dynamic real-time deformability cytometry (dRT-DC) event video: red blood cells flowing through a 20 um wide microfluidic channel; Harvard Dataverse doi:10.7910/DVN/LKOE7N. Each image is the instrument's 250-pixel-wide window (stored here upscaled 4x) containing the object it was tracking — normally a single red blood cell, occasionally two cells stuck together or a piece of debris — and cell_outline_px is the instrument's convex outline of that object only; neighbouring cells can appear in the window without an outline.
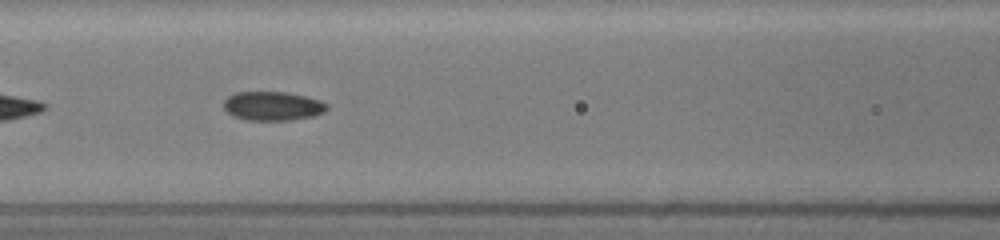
{"species": "common noctule bat (a hibernating species)", "species_latin": "Nyctalus noctula", "temperature_condition": "room temperature", "stored_images_in_passage": 38, "segment_of_instrument_passage": [1, 2], "camera_frame_rate_fps": 3000, "um_per_image_px": 0.085, "animal": {"sex": "female", "body_mass_g": 19.5, "forearm_length_mm": 54.1}, "frame": {"image": 1, "passage_image": 8, "time_ms": 2.333, "image_size_px": [1000, 240], "cell_outline_px": [[328, 108], [324, 112], [316, 116], [292, 120], [244, 120], [232, 116], [224, 108], [224, 100], [228, 96], [236, 92], [284, 92], [304, 96], [320, 100], [328, 104]], "centroid_in_image_um": [23.18, 9.02], "position_along_channel_um": 143.4, "area_um2": 17.57}}
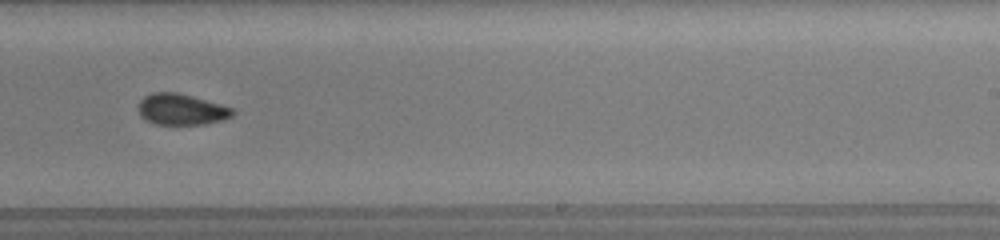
{"frame": {"image": 2, "passage_image": 18, "time_ms": 5.667, "image_size_px": [1000, 240], "cell_outline_px": [[236, 112], [232, 116], [224, 120], [204, 124], [156, 124], [144, 120], [140, 116], [140, 100], [144, 96], [152, 92], [176, 92], [192, 96], [220, 104], [232, 108]], "centroid_in_image_um": [15.43, 9.3], "position_along_channel_um": 273.6, "area_um2": 17.05}}
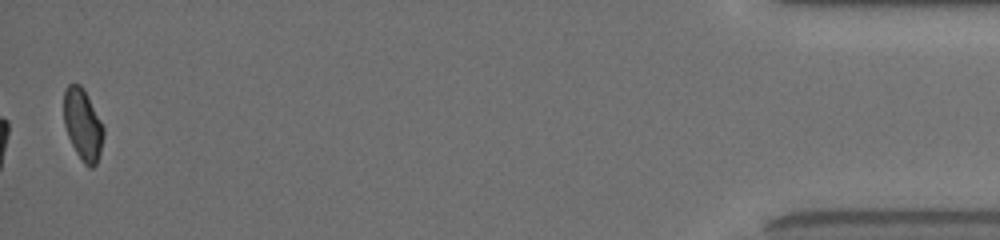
{"frame": {"image": 3, "passage_image": 36, "time_ms": 11.667, "image_size_px": [1000, 240], "cell_outline_px": [[104, 136], [100, 152], [96, 164], [92, 168], [88, 168], [80, 160], [68, 136], [64, 124], [64, 92], [68, 84], [80, 84], [84, 88], [104, 128]], "centroid_in_image_um": [7.04, 10.61], "position_along_channel_um": 428.2, "area_um2": 16.53}}